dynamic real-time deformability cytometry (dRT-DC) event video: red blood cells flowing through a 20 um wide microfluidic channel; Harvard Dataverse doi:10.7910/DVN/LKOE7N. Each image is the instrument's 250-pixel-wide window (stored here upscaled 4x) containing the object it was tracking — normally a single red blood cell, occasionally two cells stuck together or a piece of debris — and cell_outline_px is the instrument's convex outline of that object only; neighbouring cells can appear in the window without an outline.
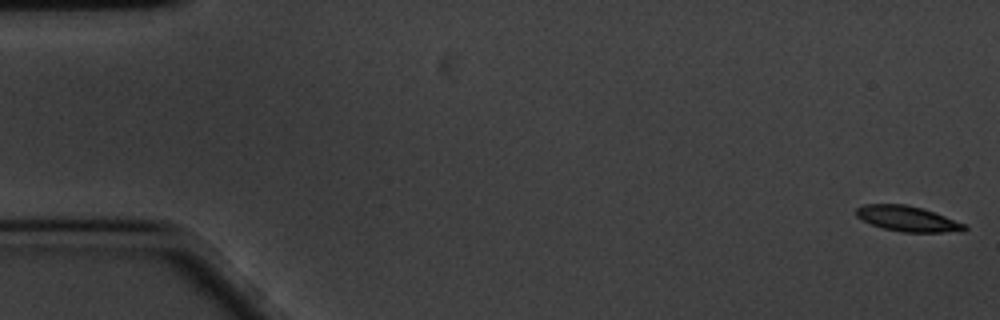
{"species": "common noctule bat (a hibernating species)", "species_latin": "Nyctalus noctula", "temperature_condition": "cold", "stored_images_in_passage": 54, "camera_frame_rate_fps": 3000, "um_per_image_px": 0.085, "animal": {"sex": "male", "body_mass_g": 20.1, "forearm_length_mm": 53.5}, "frame": {"image": 1, "passage_image": 1, "time_ms": 0.0, "image_size_px": [1000, 320], "cell_outline_px": [[968, 228], [964, 232], [904, 232], [884, 228], [872, 224], [856, 216], [856, 208], [864, 204], [904, 204], [920, 208], [968, 224]], "centroid_in_image_um": [77.19, 18.6], "position_along_channel_um": 7.8, "area_um2": 15.9}}
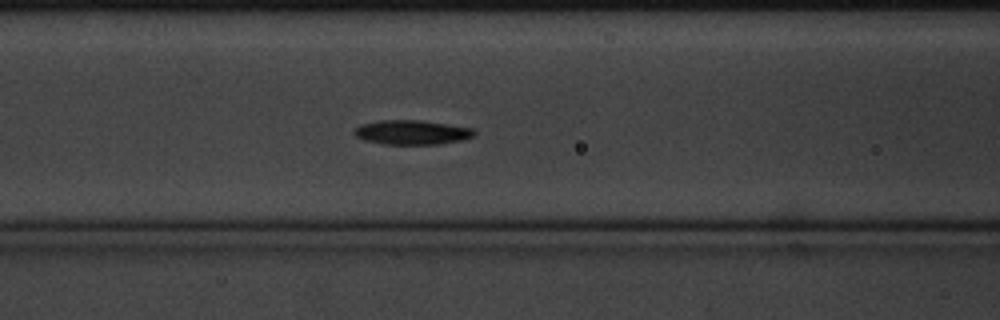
{"frame": {"image": 2, "passage_image": 24, "time_ms": 7.667, "image_size_px": [1000, 320], "cell_outline_px": [[476, 132], [472, 136], [460, 140], [440, 144], [384, 144], [364, 140], [356, 136], [352, 132], [360, 124], [380, 120], [420, 120], [448, 124], [472, 128]], "centroid_in_image_um": [34.97, 11.24], "position_along_channel_um": 131.6, "area_um2": 16.99}}
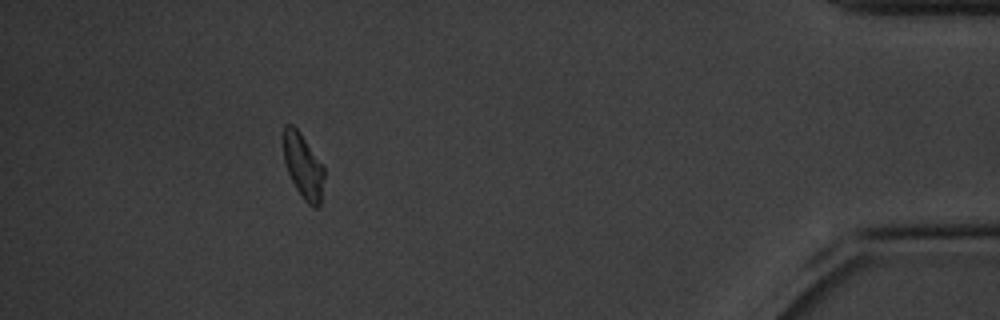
{"frame": {"image": 3, "passage_image": 54, "time_ms": 17.667, "image_size_px": [1000, 320], "cell_outline_px": [[324, 176], [320, 204], [316, 208], [312, 208], [304, 200], [296, 188], [288, 172], [284, 160], [284, 124], [292, 124], [300, 132], [324, 168]], "centroid_in_image_um": [25.77, 14.14], "position_along_channel_um": 409.4, "area_um2": 15.09}, "authors_computed_cell_mechanics": {"area_um2": 16.3863, "velocity_mm_per_s": 3.3445, "shape_relaxation_time_tau1_ms": 3.9928, "shape_relaxation_time_tau2_ms": null, "deformation_change_tau1": 0.1038, "deformation_change_tau2": null}}